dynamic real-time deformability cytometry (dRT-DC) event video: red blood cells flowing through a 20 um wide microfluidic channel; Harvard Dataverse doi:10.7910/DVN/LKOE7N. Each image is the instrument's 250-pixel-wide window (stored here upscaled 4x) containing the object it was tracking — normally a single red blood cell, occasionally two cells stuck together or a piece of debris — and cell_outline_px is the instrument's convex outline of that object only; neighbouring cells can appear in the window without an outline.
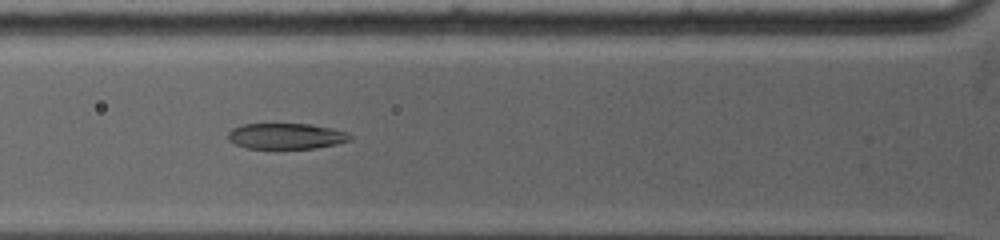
{"species": "common noctule bat (a hibernating species)", "species_latin": "Nyctalus noctula", "temperature_condition": "warm", "stored_images_in_passage": 16, "camera_frame_rate_fps": 5000, "um_per_image_px": 0.085, "animal": {"sex": "female", "body_mass_g": 19.0, "forearm_length_mm": 53.3}, "frame": {"image": 1, "passage_image": 7, "time_ms": 3.2, "image_size_px": [1000, 240], "cell_outline_px": [[352, 140], [336, 144], [312, 148], [248, 148], [236, 144], [228, 140], [228, 132], [232, 128], [240, 124], [312, 124], [348, 132], [352, 136]], "centroid_in_image_um": [24.32, 11.56], "position_along_channel_um": 101.5, "area_um2": 18.32}}
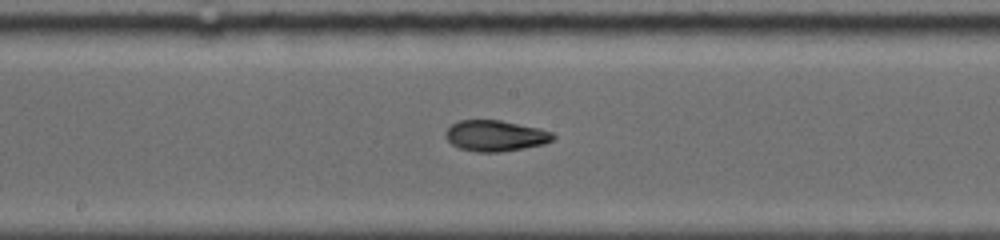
{"frame": {"image": 2, "passage_image": 12, "time_ms": 5.8, "image_size_px": [1000, 240], "cell_outline_px": [[556, 136], [552, 140], [544, 144], [524, 148], [500, 152], [476, 152], [460, 148], [452, 144], [444, 136], [444, 132], [452, 124], [460, 120], [500, 120], [540, 128], [552, 132]], "centroid_in_image_um": [42.11, 11.54], "position_along_channel_um": 206.1, "area_um2": 19.42}}
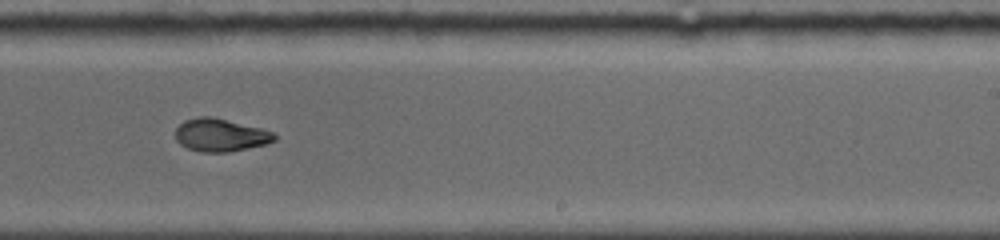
{"frame": {"image": 3, "passage_image": 15, "time_ms": 7.4, "image_size_px": [1000, 240], "cell_outline_px": [[276, 140], [268, 144], [228, 152], [200, 152], [188, 148], [180, 144], [176, 140], [176, 128], [184, 120], [200, 116], [212, 116], [276, 132]], "centroid_in_image_um": [18.76, 11.48], "position_along_channel_um": 270.2, "area_um2": 19.07}}